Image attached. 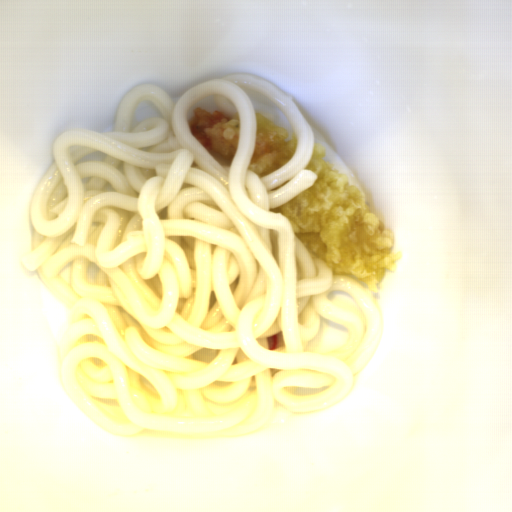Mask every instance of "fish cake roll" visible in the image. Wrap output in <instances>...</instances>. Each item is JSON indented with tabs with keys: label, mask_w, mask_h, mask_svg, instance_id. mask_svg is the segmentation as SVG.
Masks as SVG:
<instances>
[{
	"label": "fish cake roll",
	"mask_w": 512,
	"mask_h": 512,
	"mask_svg": "<svg viewBox=\"0 0 512 512\" xmlns=\"http://www.w3.org/2000/svg\"><path fill=\"white\" fill-rule=\"evenodd\" d=\"M269 351L270 350H276L280 347H283L285 345L284 338H283V331H279L276 334L270 335L266 338Z\"/></svg>",
	"instance_id": "14b837c1"
}]
</instances>
